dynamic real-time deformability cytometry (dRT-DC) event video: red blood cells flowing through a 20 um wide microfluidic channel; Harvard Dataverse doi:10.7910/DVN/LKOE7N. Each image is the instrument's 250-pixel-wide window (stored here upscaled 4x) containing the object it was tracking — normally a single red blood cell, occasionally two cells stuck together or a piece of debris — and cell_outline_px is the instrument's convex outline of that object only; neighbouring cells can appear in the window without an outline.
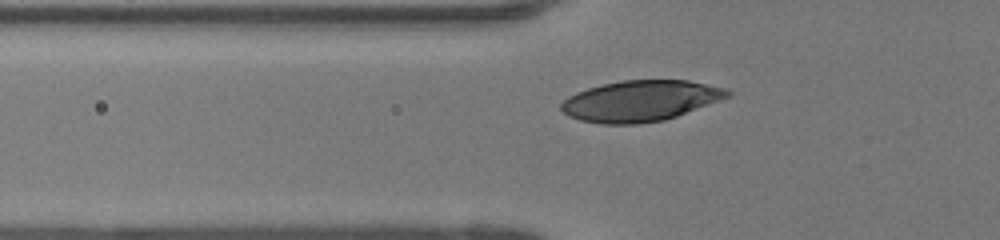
{"species": "human", "species_latin": "Homo sapiens", "temperature_condition": "room temperature", "stored_images_in_passage": 40, "camera_frame_rate_fps": 3000, "um_per_image_px": 0.085, "donor": {"sex": "female"}, "frame": {"image": 1, "passage_image": 11, "time_ms": 3.333, "image_size_px": [1000, 240], "cell_outline_px": [[732, 96], [676, 116], [664, 120], [640, 124], [600, 124], [580, 120], [568, 116], [560, 108], [560, 104], [568, 96], [576, 92], [588, 88], [604, 84], [624, 80], [688, 80], [724, 88], [732, 92]], "centroid_in_image_um": [54.43, 8.58], "position_along_channel_um": 71.4, "area_um2": 39.59}}
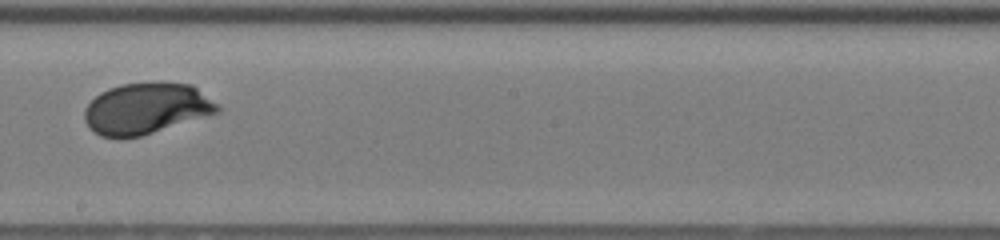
{"frame": {"image": 2, "passage_image": 23, "time_ms": 7.333, "image_size_px": [1000, 240], "cell_outline_px": [[220, 112], [140, 136], [120, 140], [100, 136], [88, 128], [84, 120], [84, 108], [100, 92], [108, 88], [120, 84], [192, 84], [216, 104], [220, 108]], "centroid_in_image_um": [12.35, 9.27], "position_along_channel_um": 235.8, "area_um2": 39.3}}
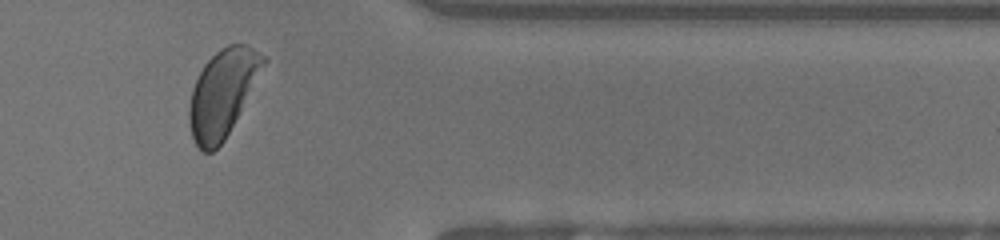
{"frame": {"image": 3, "passage_image": 35, "time_ms": 11.333, "image_size_px": [1000, 240], "cell_outline_px": [[268, 60], [224, 140], [212, 152], [204, 152], [196, 144], [192, 136], [188, 120], [188, 108], [192, 88], [204, 64], [220, 48], [228, 44], [244, 44], [268, 56]], "centroid_in_image_um": [18.91, 7.89], "position_along_channel_um": 392.5, "area_um2": 37.22}}